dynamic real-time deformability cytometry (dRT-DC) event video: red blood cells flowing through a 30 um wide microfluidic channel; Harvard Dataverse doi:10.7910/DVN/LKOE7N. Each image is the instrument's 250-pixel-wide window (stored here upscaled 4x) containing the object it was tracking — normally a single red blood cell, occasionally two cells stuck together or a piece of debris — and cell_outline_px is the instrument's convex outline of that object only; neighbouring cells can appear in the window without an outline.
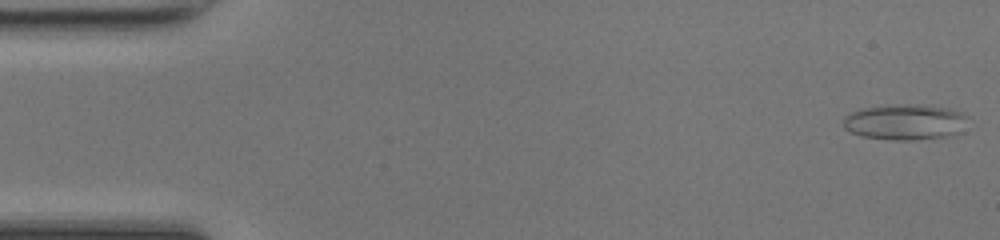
{"species": "common noctule bat (a hibernating species)", "species_latin": "Nyctalus noctula", "temperature_condition": "room temperature", "stored_images_in_passage": 48, "camera_frame_rate_fps": 3000, "um_per_image_px": 0.085, "animal": {"sex": "female", "body_mass_g": 17.0, "forearm_length_mm": 48.0}, "frame": {"image": 1, "passage_image": 1, "time_ms": 0.0, "image_size_px": [1000, 240], "cell_outline_px": [[968, 116], [964, 132], [952, 136], [912, 140], [892, 140], [860, 136], [844, 128], [844, 116], [852, 112], [864, 108], [888, 104], [920, 104], [948, 108], [964, 112]], "centroid_in_image_um": [77.0, 10.37], "position_along_channel_um": 8.0, "area_um2": 26.47}}
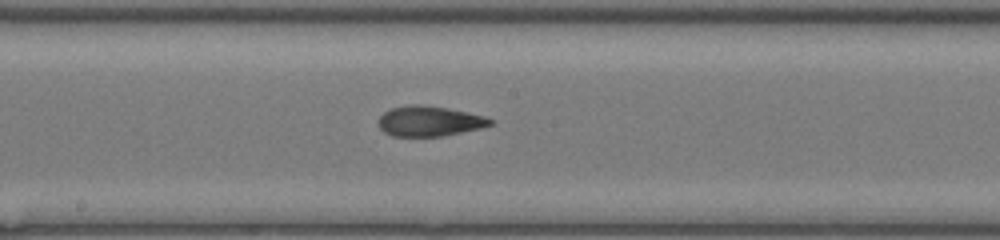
{"frame": {"image": 2, "passage_image": 25, "time_ms": 8.0, "image_size_px": [1000, 240], "cell_outline_px": [[496, 120], [492, 124], [480, 128], [444, 136], [392, 136], [384, 132], [380, 128], [380, 116], [384, 112], [392, 108], [412, 104], [420, 104], [448, 108], [484, 116]], "centroid_in_image_um": [36.52, 10.3], "position_along_channel_um": 211.7, "area_um2": 19.59}}
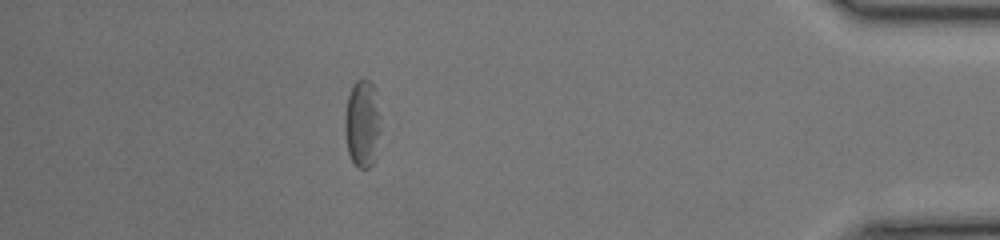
{"frame": {"image": 3, "passage_image": 42, "time_ms": 13.667, "image_size_px": [1000, 240], "cell_outline_px": [[380, 132], [376, 160], [368, 168], [360, 168], [352, 160], [348, 152], [344, 132], [344, 116], [348, 96], [352, 84], [356, 80], [368, 80], [372, 84], [380, 116]], "centroid_in_image_um": [30.79, 10.54], "position_along_channel_um": 404.4, "area_um2": 18.38}, "authors_computed_cell_mechanics": {"area_um2": 20.23, "velocity_mm_per_s": 4.3021, "shape_relaxation_time_tau1_ms": null, "shape_relaxation_time_tau2_ms": 1.793, "deformation_change_tau1": null, "deformation_change_tau2": 0.0882}}